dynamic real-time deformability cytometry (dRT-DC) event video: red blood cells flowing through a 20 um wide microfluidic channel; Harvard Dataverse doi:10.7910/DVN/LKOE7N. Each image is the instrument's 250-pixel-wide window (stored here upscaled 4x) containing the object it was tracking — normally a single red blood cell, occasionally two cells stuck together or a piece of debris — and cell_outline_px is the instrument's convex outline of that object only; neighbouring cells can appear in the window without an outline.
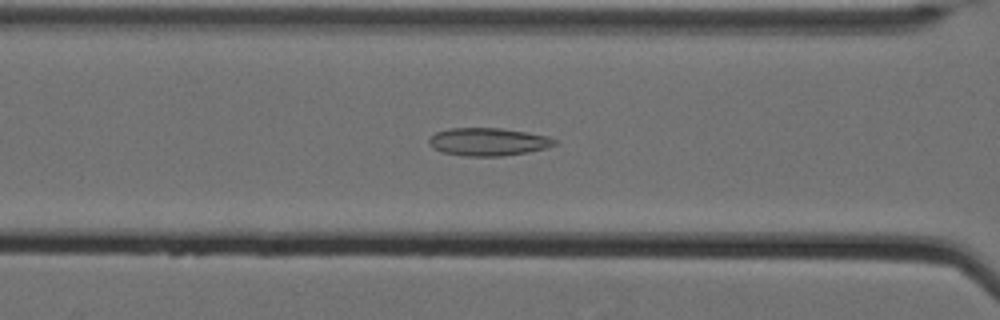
{"species": "Egyptian fruit bat (a non-hibernating species)", "species_latin": "Rousettus aegyptiacus", "temperature_condition": "cold", "stored_images_in_passage": 54, "camera_frame_rate_fps": 3000, "um_per_image_px": 0.085, "animal": {"sex": "female"}, "frame": {"image": 1, "passage_image": 21, "time_ms": 6.667, "image_size_px": [1000, 320], "cell_outline_px": [[560, 140], [556, 144], [544, 148], [524, 152], [500, 156], [464, 156], [440, 152], [432, 148], [428, 144], [428, 136], [436, 132], [448, 128], [500, 128], [528, 132], [548, 136]], "centroid_in_image_um": [41.44, 12.04], "position_along_channel_um": 125.2, "area_um2": 20.58}}
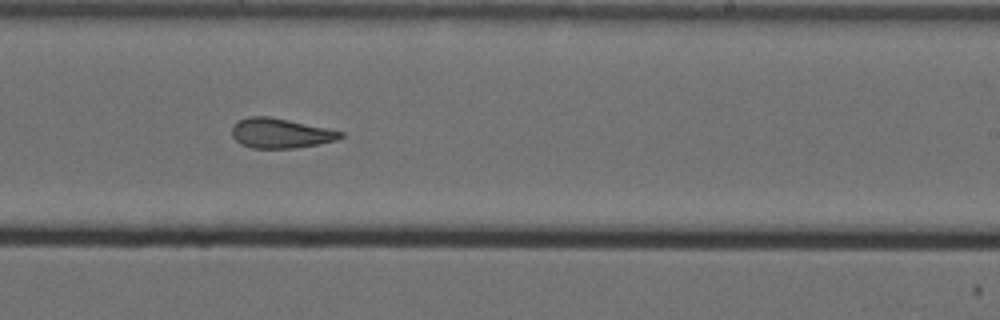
{"frame": {"image": 2, "passage_image": 33, "time_ms": 10.667, "image_size_px": [1000, 320], "cell_outline_px": [[344, 136], [336, 140], [320, 144], [292, 148], [252, 148], [240, 144], [232, 136], [232, 124], [248, 116], [268, 116], [328, 128], [344, 132]], "centroid_in_image_um": [23.84, 11.32], "position_along_channel_um": 265.2, "area_um2": 18.9}}
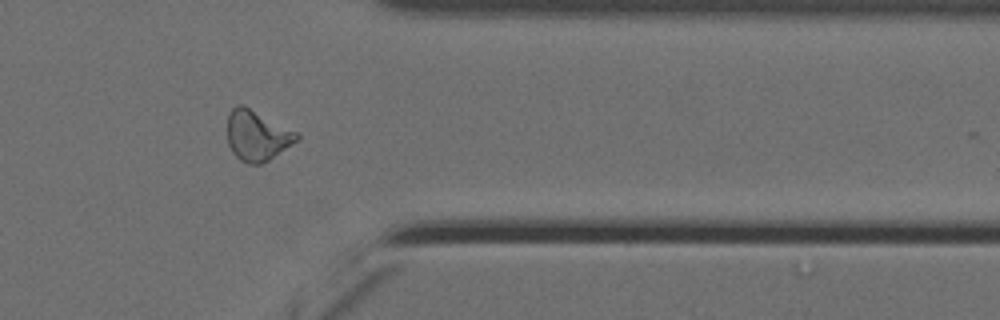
{"frame": {"image": 3, "passage_image": 44, "time_ms": 14.333, "image_size_px": [1000, 320], "cell_outline_px": [[300, 140], [268, 160], [260, 164], [248, 164], [240, 160], [232, 152], [228, 144], [228, 112], [236, 104], [244, 104], [300, 132]], "centroid_in_image_um": [21.89, 11.49], "position_along_channel_um": 389.5, "area_um2": 20.92}, "authors_computed_cell_mechanics": {"area_um2": 19.7965, "velocity_mm_per_s": 3.499, "shape_relaxation_time_tau1_ms": null, "shape_relaxation_time_tau2_ms": 2.8509, "deformation_change_tau1": null, "deformation_change_tau2": 0.112}}